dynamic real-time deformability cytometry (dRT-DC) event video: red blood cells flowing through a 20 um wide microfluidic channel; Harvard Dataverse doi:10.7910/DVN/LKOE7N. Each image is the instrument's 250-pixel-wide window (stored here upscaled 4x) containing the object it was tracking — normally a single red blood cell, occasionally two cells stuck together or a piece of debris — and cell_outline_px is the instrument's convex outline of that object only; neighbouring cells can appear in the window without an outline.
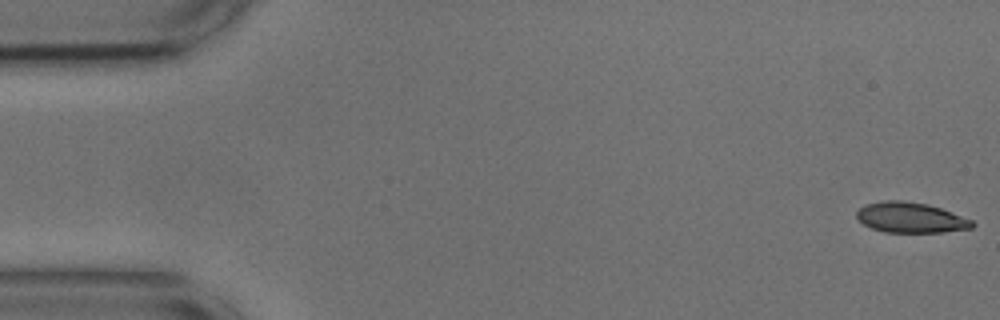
{"species": "common noctule bat (a hibernating species)", "species_latin": "Nyctalus noctula", "temperature_condition": "cold", "stored_images_in_passage": 54, "camera_frame_rate_fps": 3000, "um_per_image_px": 0.085, "animal": {"sex": "male", "body_mass_g": 17.9, "forearm_length_mm": 54.2}, "frame": {"image": 1, "passage_image": 1, "time_ms": 0.0, "image_size_px": [1000, 320], "cell_outline_px": [[976, 224], [972, 228], [944, 232], [884, 232], [872, 228], [864, 224], [856, 216], [856, 212], [864, 204], [884, 200], [900, 200], [928, 204], [952, 212], [972, 220]], "centroid_in_image_um": [77.41, 18.49], "position_along_channel_um": 7.6, "area_um2": 20.46}}
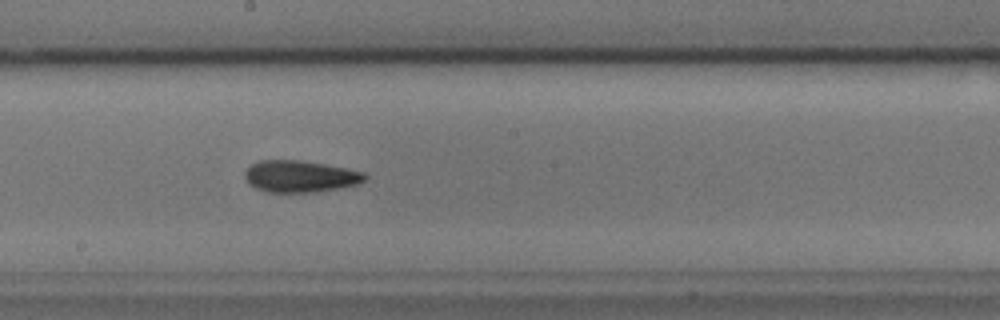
{"frame": {"image": 2, "passage_image": 29, "time_ms": 9.333, "image_size_px": [1000, 320], "cell_outline_px": [[368, 176], [360, 184], [340, 188], [316, 192], [268, 192], [256, 188], [248, 184], [244, 176], [244, 172], [252, 164], [260, 160], [300, 160], [348, 168], [368, 172]], "centroid_in_image_um": [25.56, 14.99], "position_along_channel_um": 222.6, "area_um2": 22.48}}
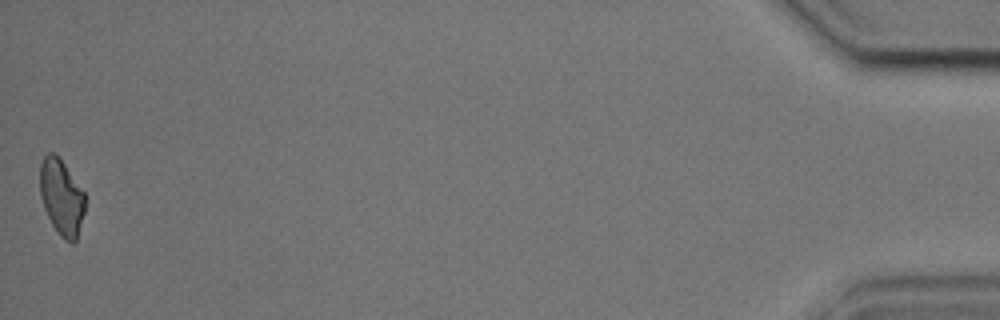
{"frame": {"image": 3, "passage_image": 54, "time_ms": 17.667, "image_size_px": [1000, 320], "cell_outline_px": [[84, 212], [76, 240], [72, 244], [64, 240], [60, 236], [52, 224], [44, 208], [40, 196], [40, 164], [44, 156], [48, 152], [56, 152], [60, 156], [84, 192]], "centroid_in_image_um": [5.22, 16.72], "position_along_channel_um": 430.0, "area_um2": 20.06}, "authors_computed_cell_mechanics": {"area_um2": 21.3282, "velocity_mm_per_s": 3.6556, "shape_relaxation_time_tau1_ms": 7.6922, "shape_relaxation_time_tau2_ms": 2.4784, "deformation_change_tau1": 0.1581, "deformation_change_tau2": 0.0809}}